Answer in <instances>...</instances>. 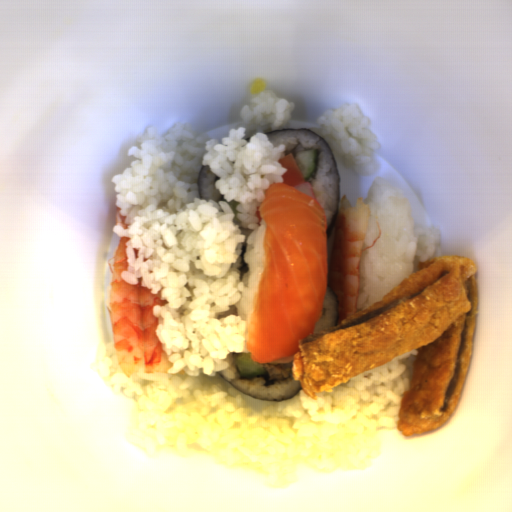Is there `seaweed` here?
Masks as SVG:
<instances>
[{"label": "seaweed", "mask_w": 512, "mask_h": 512, "mask_svg": "<svg viewBox=\"0 0 512 512\" xmlns=\"http://www.w3.org/2000/svg\"><path fill=\"white\" fill-rule=\"evenodd\" d=\"M218 375H219L220 379H221V380H223L224 382H226L228 385H230V386H231V387H233L234 389H236V390H238V391H240V392H242V393L246 394L245 392H243L242 390H240L239 388H237L236 386H234L233 384H231L229 381H227L225 378H223V377H222V374H218ZM301 390H302V388H301V386H300L299 391H298L297 393H295L293 396L288 397V398L279 399V400H264V399H261V398H258V397H255V396H252V395H249V394H246V395H249V396L254 397V398H256V399H259V400H261V401H274V402H275V401H287V400H289V399H292V398H293V397H295L296 395H298V394L301 392Z\"/></svg>", "instance_id": "45ffbabd"}, {"label": "seaweed", "mask_w": 512, "mask_h": 512, "mask_svg": "<svg viewBox=\"0 0 512 512\" xmlns=\"http://www.w3.org/2000/svg\"><path fill=\"white\" fill-rule=\"evenodd\" d=\"M280 131H311L313 132L316 136H318L321 141L324 143V145L327 147L330 155H331V158L334 162V166H335V171H336V176H337V181H338V202H337V208H336V213L334 215V218L332 220V222L329 224V225H326V239L329 238L331 232H332V229L337 221V216H338V211H339V207H340V204H341V177H340V171H339V165H338V160L334 154V151L331 147V145L321 136L319 135L318 133L314 132L313 130L309 129V128H292V129H283V130H275V131H270V132H265L266 135L268 136L269 133H274V132H280Z\"/></svg>", "instance_id": "1faa68ee"}, {"label": "seaweed", "mask_w": 512, "mask_h": 512, "mask_svg": "<svg viewBox=\"0 0 512 512\" xmlns=\"http://www.w3.org/2000/svg\"><path fill=\"white\" fill-rule=\"evenodd\" d=\"M206 166H203L201 167L199 173H198V181H197V192H198V199H201V191H200V180H201V173H202V170L205 168ZM202 200V199H201Z\"/></svg>", "instance_id": "7513b1e5"}]
</instances>
